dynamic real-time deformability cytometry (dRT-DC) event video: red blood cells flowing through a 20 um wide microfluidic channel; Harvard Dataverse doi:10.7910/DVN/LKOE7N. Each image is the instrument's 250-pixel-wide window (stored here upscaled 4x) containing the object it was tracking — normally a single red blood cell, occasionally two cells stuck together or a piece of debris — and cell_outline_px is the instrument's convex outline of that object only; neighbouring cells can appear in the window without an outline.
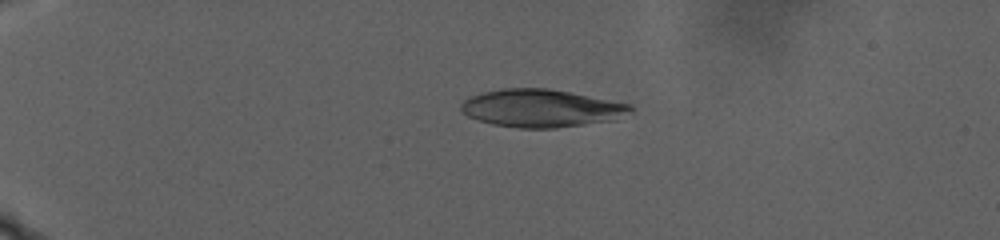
{"species": "human", "species_latin": "Homo sapiens", "temperature_condition": "warm", "stored_images_in_passage": 109, "camera_frame_rate_fps": 3000, "um_per_image_px": 0.085, "donor": {"sex": "male"}, "frame": {"image": 1, "passage_image": 29, "time_ms": 9.333, "image_size_px": [1000, 240], "cell_outline_px": [[636, 112], [616, 120], [556, 128], [516, 128], [492, 124], [476, 120], [468, 116], [460, 108], [460, 104], [464, 100], [472, 96], [484, 92], [504, 88], [548, 88], [632, 104], [636, 108]], "centroid_in_image_um": [46.09, 9.21], "position_along_channel_um": 38.9, "area_um2": 37.69}}
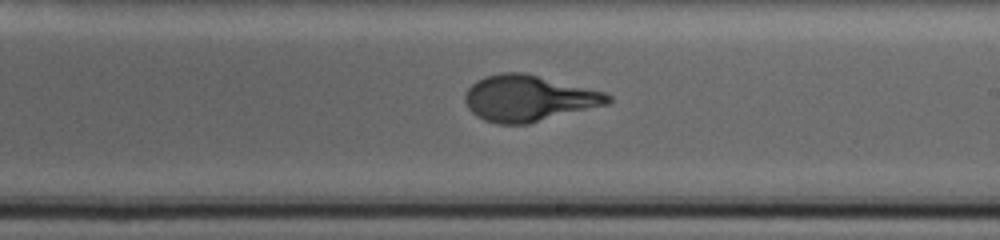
{"frame": {"image": 2, "passage_image": 71, "time_ms": 23.333, "image_size_px": [1000, 240], "cell_outline_px": [[612, 100], [608, 104], [528, 124], [496, 124], [484, 120], [476, 116], [468, 108], [464, 100], [464, 96], [468, 88], [476, 80], [484, 76], [504, 72], [524, 72], [604, 92], [612, 96]], "centroid_in_image_um": [44.9, 8.36], "position_along_channel_um": 244.1, "area_um2": 38.44}}
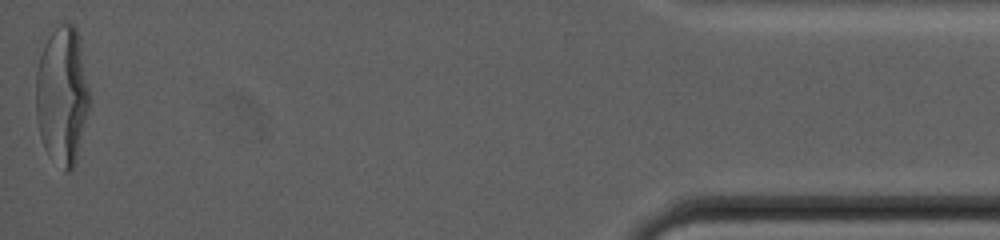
{"frame": {"image": 3, "passage_image": 109, "time_ms": 36.0, "image_size_px": [1000, 240], "cell_outline_px": [[92, 100], [76, 160], [72, 168], [68, 172], [64, 172], [44, 148], [40, 136], [36, 116], [36, 72], [40, 56], [44, 44], [48, 36], [60, 24], [72, 24], [76, 28], [80, 40]], "centroid_in_image_um": [5.31, 8.13], "position_along_channel_um": 429.9, "area_um2": 43.58}, "authors_computed_cell_mechanics": {"area_um2": 38.0902, "velocity_mm_per_s": 2.0283, "shape_relaxation_time_tau1_ms": 9.6158, "shape_relaxation_time_tau2_ms": null, "deformation_change_tau1": 0.289, "deformation_change_tau2": null}}